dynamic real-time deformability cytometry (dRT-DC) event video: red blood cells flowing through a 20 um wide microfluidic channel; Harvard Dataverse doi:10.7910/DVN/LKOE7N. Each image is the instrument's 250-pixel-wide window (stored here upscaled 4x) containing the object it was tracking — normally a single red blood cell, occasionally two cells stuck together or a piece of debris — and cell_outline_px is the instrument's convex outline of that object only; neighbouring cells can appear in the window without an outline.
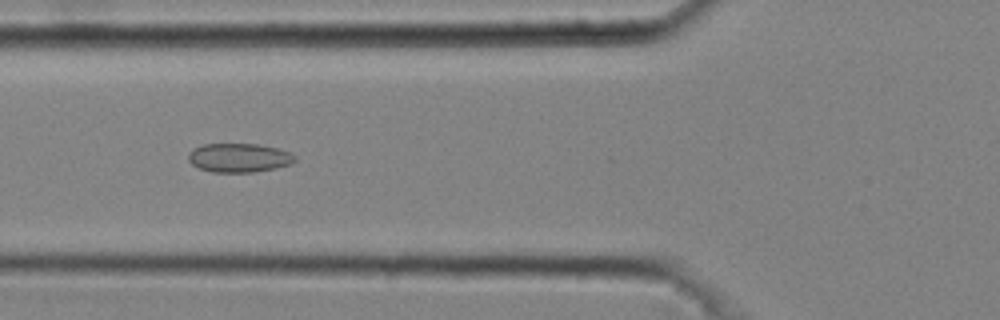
{"species": "common noctule bat (a hibernating species)", "species_latin": "Nyctalus noctula", "temperature_condition": "cold", "stored_images_in_passage": 47, "camera_frame_rate_fps": 3000, "um_per_image_px": 0.085, "animal": {"sex": "male", "body_mass_g": 20.4}, "frame": {"image": 1, "passage_image": 18, "time_ms": 5.667, "image_size_px": [1000, 320], "cell_outline_px": [[296, 160], [292, 164], [276, 168], [252, 172], [212, 172], [200, 168], [192, 164], [188, 160], [188, 152], [192, 148], [200, 144], [260, 144], [276, 148], [288, 152], [296, 156]], "centroid_in_image_um": [20.3, 13.4], "position_along_channel_um": 105.5, "area_um2": 18.09}}
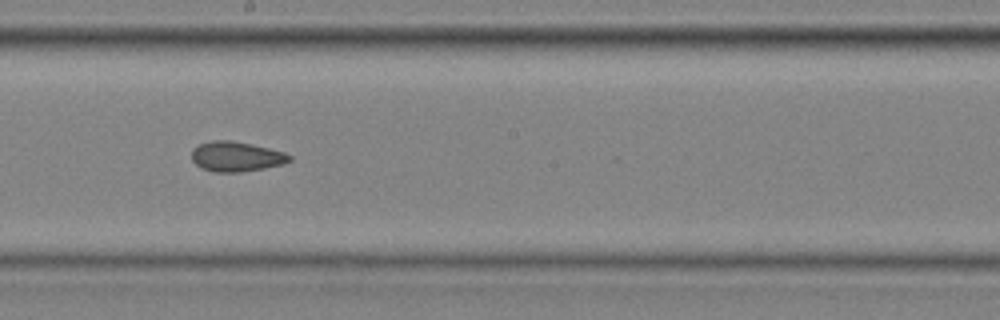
{"frame": {"image": 2, "passage_image": 27, "time_ms": 8.667, "image_size_px": [1000, 320], "cell_outline_px": [[292, 160], [284, 164], [264, 168], [240, 172], [216, 172], [200, 168], [192, 160], [192, 148], [200, 144], [212, 140], [232, 140], [252, 144], [284, 152], [292, 156]], "centroid_in_image_um": [20.08, 13.3], "position_along_channel_um": 228.1, "area_um2": 17.17}}
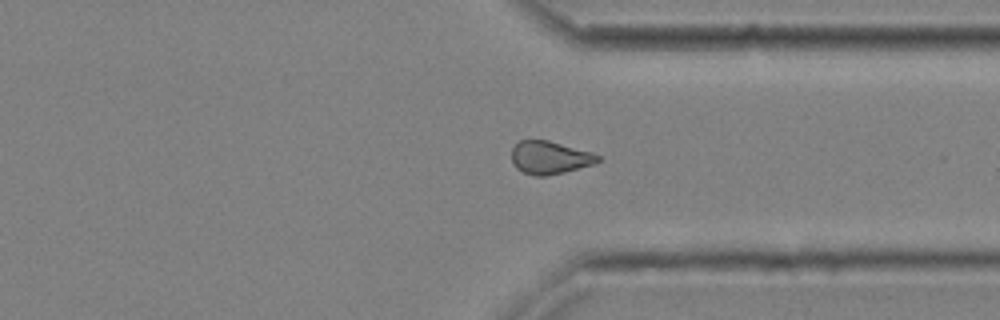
{"frame": {"image": 3, "passage_image": 37, "time_ms": 12.0, "image_size_px": [1000, 320], "cell_outline_px": [[600, 160], [596, 164], [564, 172], [544, 176], [536, 176], [524, 172], [516, 168], [512, 160], [512, 148], [520, 140], [548, 140], [592, 152], [600, 156]], "centroid_in_image_um": [46.75, 13.39], "position_along_channel_um": 364.6, "area_um2": 16.53}, "authors_computed_cell_mechanics": {"area_um2": 17.5712, "velocity_mm_per_s": 4.0843, "shape_relaxation_time_tau1_ms": null, "shape_relaxation_time_tau2_ms": 4.117, "deformation_change_tau1": null, "deformation_change_tau2": 0.092}}